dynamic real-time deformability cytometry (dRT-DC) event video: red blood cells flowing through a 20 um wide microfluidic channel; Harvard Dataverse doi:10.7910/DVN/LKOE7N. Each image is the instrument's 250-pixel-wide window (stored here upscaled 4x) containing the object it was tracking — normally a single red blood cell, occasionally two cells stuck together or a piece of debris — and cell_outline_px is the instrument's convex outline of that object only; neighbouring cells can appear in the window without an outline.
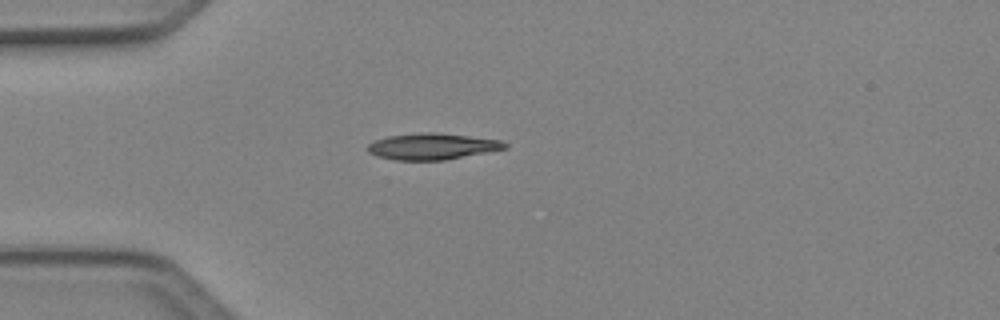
{"species": "Egyptian fruit bat (a non-hibernating species)", "species_latin": "Rousettus aegyptiacus", "temperature_condition": "cold", "stored_images_in_passage": 31, "camera_frame_rate_fps": 3000, "um_per_image_px": 0.085, "animal": {"sex": "female"}, "frame": {"image": 1, "passage_image": 1, "time_ms": 0.0, "image_size_px": [1000, 320], "cell_outline_px": [[508, 148], [488, 152], [444, 160], [396, 160], [376, 156], [368, 152], [368, 144], [376, 140], [388, 136], [420, 132], [436, 132], [500, 140], [508, 144]], "centroid_in_image_um": [36.74, 12.44], "position_along_channel_um": 48.3, "area_um2": 20.98}}
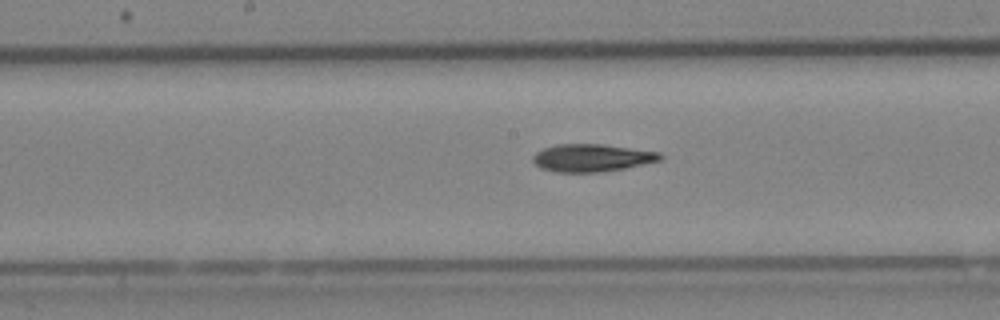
{"frame": {"image": 2, "passage_image": 13, "time_ms": 4.0, "image_size_px": [1000, 320], "cell_outline_px": [[664, 156], [660, 160], [624, 168], [600, 172], [556, 172], [540, 168], [532, 160], [532, 156], [536, 152], [544, 148], [556, 144], [604, 144], [660, 152]], "centroid_in_image_um": [50.29, 13.41], "position_along_channel_um": 197.9, "area_um2": 20.46}}
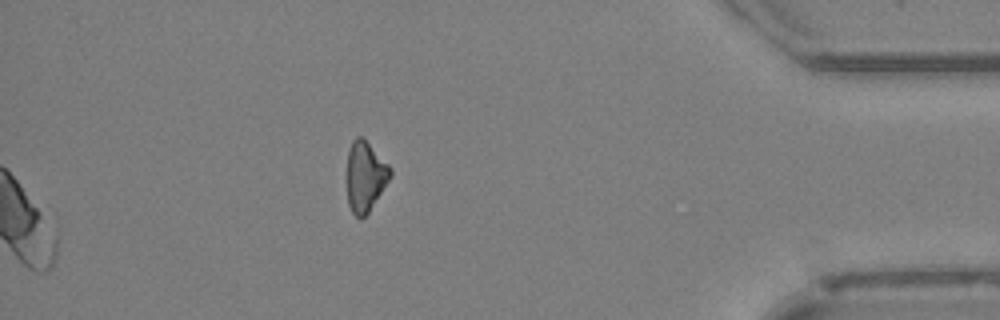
{"frame": {"image": 3, "passage_image": 31, "time_ms": 10.0, "image_size_px": [1000, 320], "cell_outline_px": [[392, 176], [368, 212], [364, 216], [356, 216], [352, 212], [348, 204], [348, 152], [352, 140], [356, 136], [364, 136], [392, 168]], "centroid_in_image_um": [31.07, 14.93], "position_along_channel_um": 404.1, "area_um2": 17.69}, "authors_computed_cell_mechanics": {"area_um2": 20.4612, "velocity_mm_per_s": 4.1352, "shape_relaxation_time_tau1_ms": 4.753, "shape_relaxation_time_tau2_ms": null, "deformation_change_tau1": 0.1364, "deformation_change_tau2": null}}